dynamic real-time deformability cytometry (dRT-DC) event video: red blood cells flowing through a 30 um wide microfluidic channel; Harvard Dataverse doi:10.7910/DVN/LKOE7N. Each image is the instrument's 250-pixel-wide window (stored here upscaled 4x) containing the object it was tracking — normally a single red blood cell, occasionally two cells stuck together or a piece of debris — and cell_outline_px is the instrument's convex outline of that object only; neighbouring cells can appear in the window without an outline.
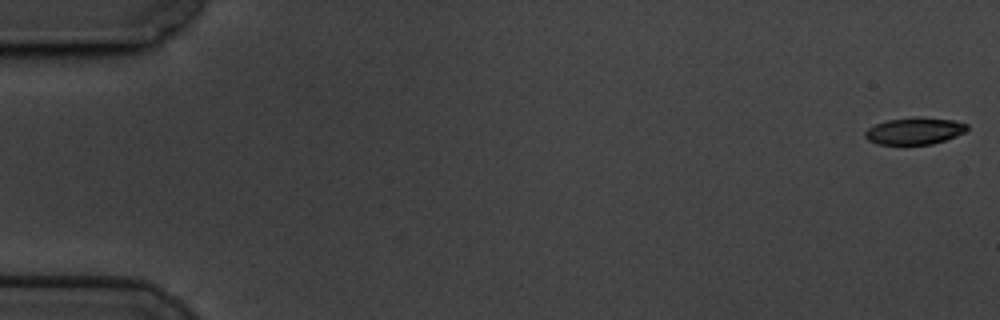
{"species": "common noctule bat (a hibernating species)", "species_latin": "Nyctalus noctula", "temperature_condition": "cold", "stored_images_in_passage": 59, "camera_frame_rate_fps": 3000, "um_per_image_px": 0.085, "animal": {"sex": "male", "body_mass_g": 19.5, "forearm_length_mm": 54.6}, "frame": {"image": 1, "passage_image": 1, "time_ms": 0.0, "image_size_px": [1000, 320], "cell_outline_px": [[968, 128], [964, 132], [956, 136], [932, 144], [876, 144], [868, 140], [864, 136], [864, 132], [868, 128], [876, 124], [888, 120], [916, 116], [952, 120], [968, 124]], "centroid_in_image_um": [77.72, 11.12], "position_along_channel_um": 7.3, "area_um2": 15.95}}
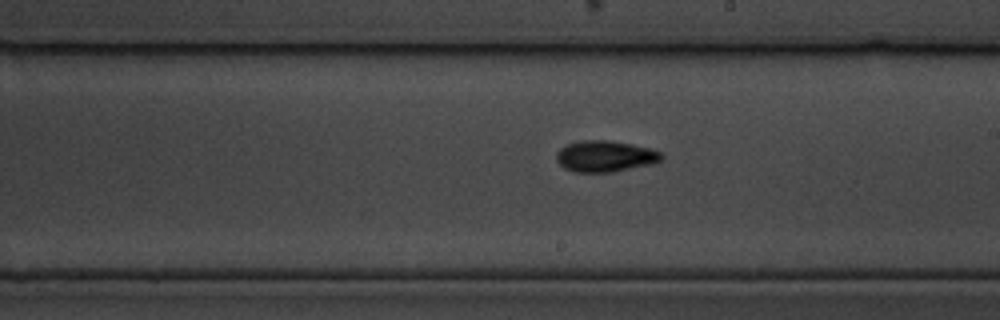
{"frame": {"image": 2, "passage_image": 34, "time_ms": 11.0, "image_size_px": [1000, 320], "cell_outline_px": [[664, 156], [660, 160], [652, 164], [612, 172], [576, 172], [564, 168], [556, 160], [556, 152], [560, 148], [568, 144], [584, 140], [608, 140], [632, 144], [664, 152]], "centroid_in_image_um": [51.45, 13.28], "position_along_channel_um": 237.6, "area_um2": 19.13}}
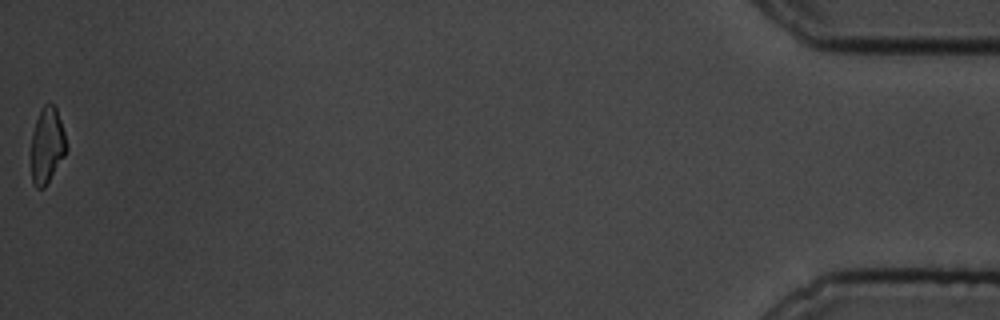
{"frame": {"image": 3, "passage_image": 59, "time_ms": 19.333, "image_size_px": [1000, 320], "cell_outline_px": [[68, 148], [64, 156], [44, 188], [36, 188], [32, 184], [32, 132], [40, 108], [44, 104], [52, 104], [56, 108], [64, 132]], "centroid_in_image_um": [4.0, 12.35], "position_along_channel_um": 431.2, "area_um2": 15.43}, "authors_computed_cell_mechanics": {"area_um2": 17.5134, "velocity_mm_per_s": 3.4437, "shape_relaxation_time_tau1_ms": 3.1858, "shape_relaxation_time_tau2_ms": 6.3171, "deformation_change_tau1": 0.1429, "deformation_change_tau2": 0.1224}}